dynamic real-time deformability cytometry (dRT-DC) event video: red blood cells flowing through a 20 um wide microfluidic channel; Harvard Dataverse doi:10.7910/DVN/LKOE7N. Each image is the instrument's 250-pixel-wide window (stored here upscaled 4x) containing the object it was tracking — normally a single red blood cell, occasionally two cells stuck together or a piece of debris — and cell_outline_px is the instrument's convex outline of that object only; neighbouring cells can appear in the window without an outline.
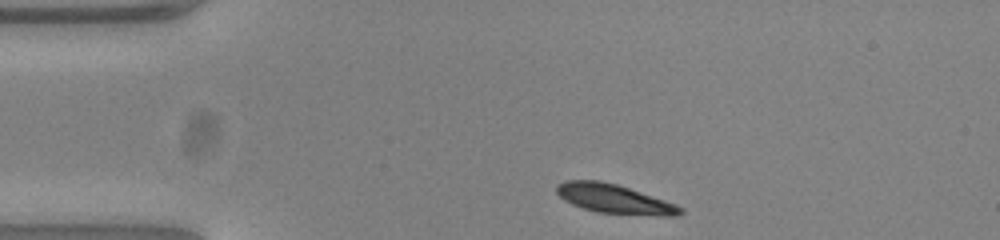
{"species": "common noctule bat (a hibernating species)", "species_latin": "Nyctalus noctula", "temperature_condition": "warm", "stored_images_in_passage": 34, "camera_frame_rate_fps": 3000, "um_per_image_px": 0.085, "animal": {"sex": "female", "body_mass_g": 23.0, "forearm_length_mm": 53.4}, "frame": {"image": 1, "passage_image": 1, "time_ms": 0.0, "image_size_px": [1000, 240], "cell_outline_px": [[684, 212], [676, 216], [660, 216], [596, 212], [572, 204], [564, 200], [556, 192], [556, 184], [564, 180], [600, 180], [616, 184], [676, 204], [684, 208]], "centroid_in_image_um": [52.2, 16.91], "position_along_channel_um": 32.8, "area_um2": 20.98}}
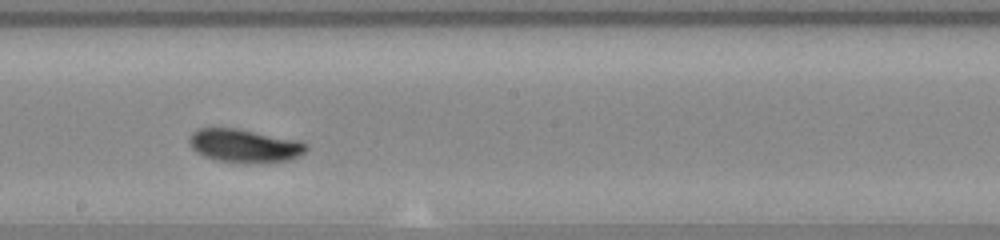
{"frame": {"image": 2, "passage_image": 20, "time_ms": 6.333, "image_size_px": [1000, 240], "cell_outline_px": [[308, 148], [300, 156], [292, 160], [248, 164], [216, 160], [204, 156], [196, 152], [192, 148], [188, 140], [192, 132], [200, 128], [236, 128], [300, 140], [308, 144]], "centroid_in_image_um": [20.81, 12.4], "position_along_channel_um": 227.4, "area_um2": 23.06}}
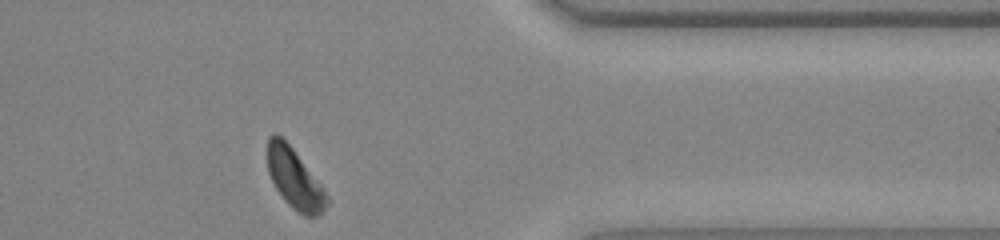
{"frame": {"image": 3, "passage_image": 34, "time_ms": 11.0, "image_size_px": [1000, 240], "cell_outline_px": [[328, 204], [316, 216], [304, 216], [292, 208], [288, 204], [276, 188], [268, 172], [268, 136], [276, 132], [292, 148], [324, 188], [328, 196]], "centroid_in_image_um": [25.04, 15.19], "position_along_channel_um": 386.4, "area_um2": 20.35}, "authors_computed_cell_mechanics": {"area_um2": 21.7906, "velocity_mm_per_s": 3.8001, "shape_relaxation_time_tau1_ms": 2.0619, "shape_relaxation_time_tau2_ms": null, "deformation_change_tau1": 0.1389, "deformation_change_tau2": null}}